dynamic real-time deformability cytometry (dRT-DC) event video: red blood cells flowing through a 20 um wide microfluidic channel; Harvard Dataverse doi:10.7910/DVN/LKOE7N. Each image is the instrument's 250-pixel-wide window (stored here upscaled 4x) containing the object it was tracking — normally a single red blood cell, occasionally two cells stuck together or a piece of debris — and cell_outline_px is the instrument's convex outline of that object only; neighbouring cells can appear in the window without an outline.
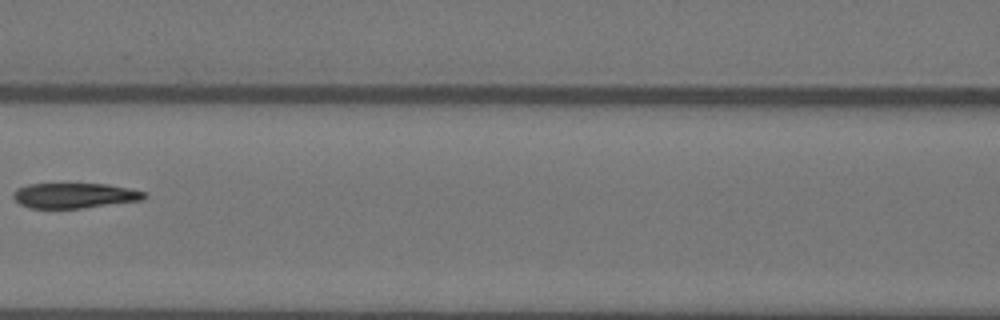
{"species": "Egyptian fruit bat (a non-hibernating species)", "species_latin": "Rousettus aegyptiacus", "temperature_condition": "warm", "stored_images_in_passage": 5, "camera_frame_rate_fps": 3000, "um_per_image_px": 0.085, "animal": {"sex": "female"}, "frame": {"image": 1, "passage_image": 4, "time_ms": 1.0, "image_size_px": [1000, 320], "cell_outline_px": [[148, 196], [144, 200], [80, 208], [28, 208], [20, 204], [12, 196], [20, 188], [28, 184], [108, 184], [132, 188], [144, 192]], "centroid_in_image_um": [6.4, 16.62], "position_along_channel_um": 160.2, "area_um2": 19.13}}
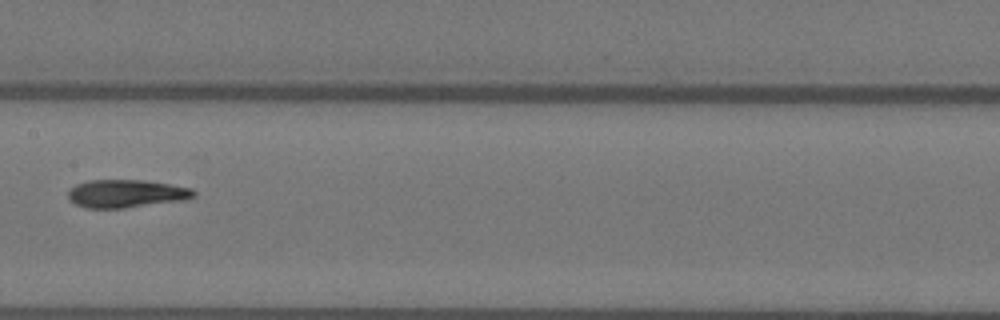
{"frame": {"image": 2, "passage_image": 5, "time_ms": 1.333, "image_size_px": [1000, 320], "cell_outline_px": [[196, 196], [184, 200], [124, 208], [84, 208], [76, 204], [68, 196], [68, 192], [76, 184], [88, 180], [144, 180], [192, 188], [196, 192]], "centroid_in_image_um": [10.75, 16.46], "position_along_channel_um": 196.7, "area_um2": 20.4}}